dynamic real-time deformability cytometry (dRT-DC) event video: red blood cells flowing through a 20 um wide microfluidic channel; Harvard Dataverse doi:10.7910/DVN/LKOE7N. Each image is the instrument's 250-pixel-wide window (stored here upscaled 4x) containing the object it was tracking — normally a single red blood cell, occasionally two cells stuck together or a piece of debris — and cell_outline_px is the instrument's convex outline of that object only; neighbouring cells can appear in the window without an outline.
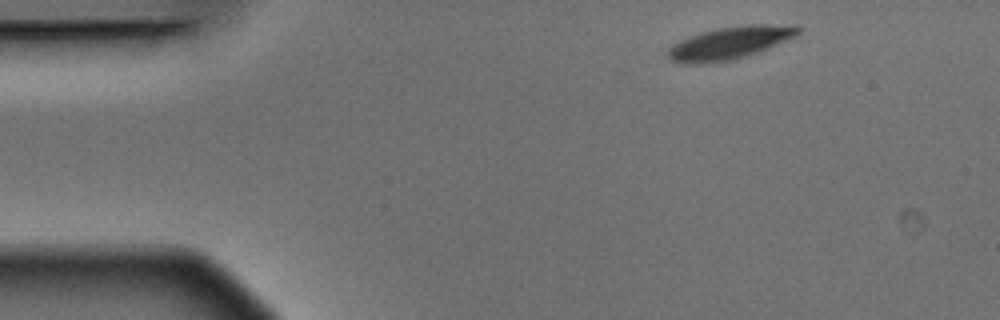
{"species": "Egyptian fruit bat (a non-hibernating species)", "species_latin": "Rousettus aegyptiacus", "temperature_condition": "warm", "stored_images_in_passage": 3, "camera_frame_rate_fps": 3000, "um_per_image_px": 0.085, "animal": {"sex": "male"}, "frame": {"image": 1, "passage_image": 1, "time_ms": 0.0, "image_size_px": [1000, 320], "cell_outline_px": [[804, 28], [796, 36], [760, 52], [748, 56], [732, 60], [668, 60], [664, 52], [672, 44], [680, 40], [700, 32], [716, 28], [748, 24], [800, 24]], "centroid_in_image_um": [62.18, 3.56], "position_along_channel_um": 22.8, "area_um2": 24.39}}